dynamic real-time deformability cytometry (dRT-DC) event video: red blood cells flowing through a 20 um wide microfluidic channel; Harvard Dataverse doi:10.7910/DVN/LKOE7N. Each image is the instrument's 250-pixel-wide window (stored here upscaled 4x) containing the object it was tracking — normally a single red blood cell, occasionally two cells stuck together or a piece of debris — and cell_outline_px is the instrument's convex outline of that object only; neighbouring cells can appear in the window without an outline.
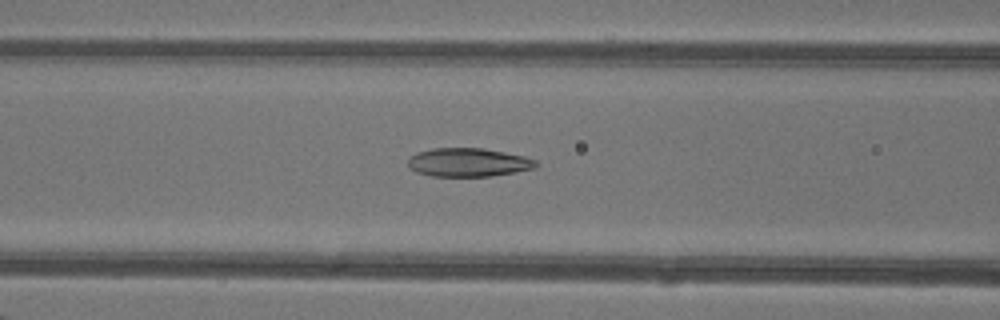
{"species": "common noctule bat (a hibernating species)", "species_latin": "Nyctalus noctula", "temperature_condition": "warm", "stored_images_in_passage": 43, "camera_frame_rate_fps": 3000, "um_per_image_px": 0.085, "animal": {"sex": "female"}, "frame": {"image": 1, "passage_image": 16, "time_ms": 5.0, "image_size_px": [1000, 320], "cell_outline_px": [[540, 164], [536, 168], [516, 172], [492, 176], [432, 176], [416, 172], [408, 164], [408, 160], [416, 152], [432, 148], [484, 148], [524, 156], [536, 160]], "centroid_in_image_um": [39.85, 13.8], "position_along_channel_um": 126.8, "area_um2": 21.39}}
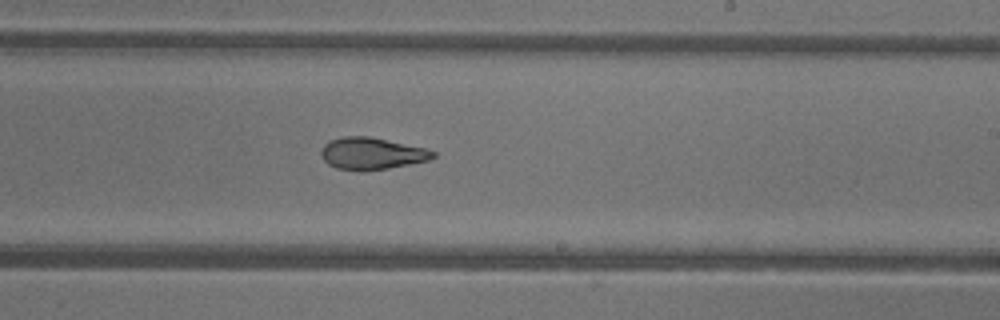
{"frame": {"image": 2, "passage_image": 25, "time_ms": 8.0, "image_size_px": [1000, 320], "cell_outline_px": [[436, 156], [428, 160], [388, 168], [364, 172], [360, 172], [336, 168], [328, 164], [324, 160], [320, 152], [324, 144], [332, 140], [344, 136], [368, 136], [428, 148], [436, 152]], "centroid_in_image_um": [31.6, 13.06], "position_along_channel_um": 257.4, "area_um2": 20.98}}
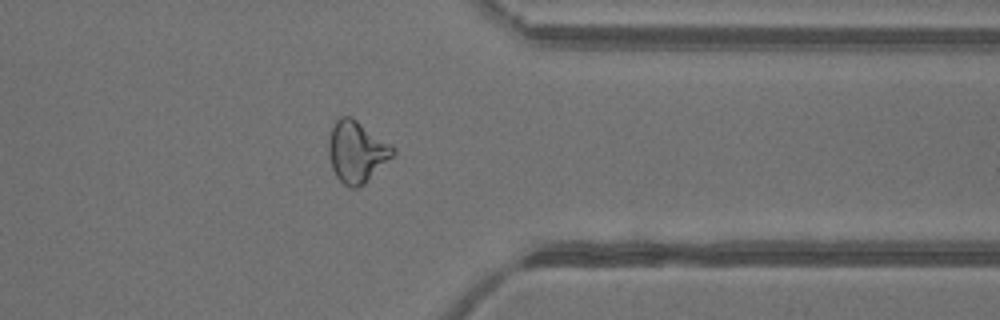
{"frame": {"image": 3, "passage_image": 34, "time_ms": 11.0, "image_size_px": [1000, 320], "cell_outline_px": [[396, 152], [364, 184], [356, 188], [348, 188], [336, 176], [332, 168], [328, 156], [328, 140], [332, 128], [336, 120], [340, 116], [352, 116], [392, 144], [396, 148]], "centroid_in_image_um": [30.31, 12.88], "position_along_channel_um": 381.1, "area_um2": 23.18}, "authors_computed_cell_mechanics": {"area_um2": 23.1778, "velocity_mm_per_s": 4.3615, "shape_relaxation_time_tau1_ms": null, "shape_relaxation_time_tau2_ms": 2.5074, "deformation_change_tau1": null, "deformation_change_tau2": 0.0964}}